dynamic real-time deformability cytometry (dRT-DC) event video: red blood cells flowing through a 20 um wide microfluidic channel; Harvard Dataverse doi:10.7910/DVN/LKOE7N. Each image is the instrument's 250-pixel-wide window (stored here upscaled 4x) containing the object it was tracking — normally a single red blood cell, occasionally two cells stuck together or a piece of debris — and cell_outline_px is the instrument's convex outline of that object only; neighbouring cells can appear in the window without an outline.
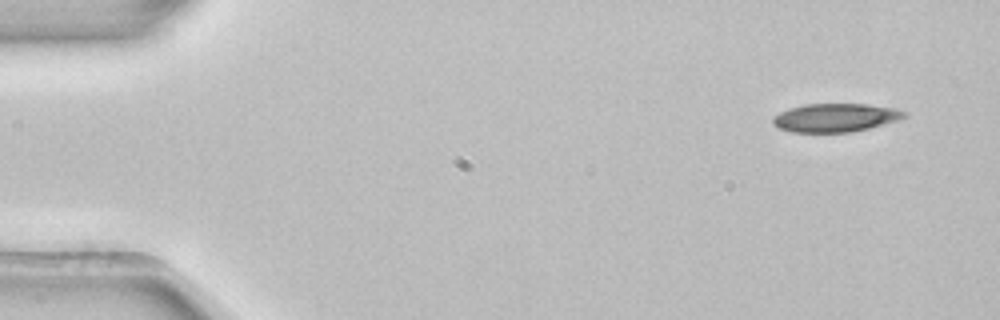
{"species": "common noctule bat (a hibernating species)", "species_latin": "Nyctalus noctula", "temperature_condition": "room temperature", "stored_images_in_passage": 3, "camera_frame_rate_fps": 3000, "um_per_image_px": 0.085, "animal": {"sex": "female", "body_mass_g": 22.7, "forearm_length_mm": 54.2}, "frame": {"image": 1, "passage_image": 1, "time_ms": 0.0, "image_size_px": [1000, 320], "cell_outline_px": [[908, 116], [896, 120], [868, 128], [852, 132], [792, 132], [780, 128], [772, 124], [772, 116], [788, 108], [804, 104], [868, 104], [896, 108], [908, 112]], "centroid_in_image_um": [70.99, 9.99], "position_along_channel_um": 14.0, "area_um2": 21.85}}
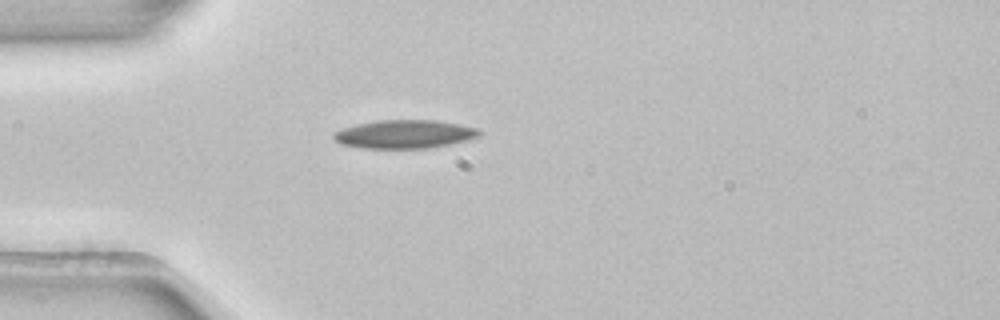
{"frame": {"image": 2, "passage_image": 3, "time_ms": 0.667, "image_size_px": [1000, 320], "cell_outline_px": [[484, 132], [480, 136], [448, 144], [428, 148], [364, 148], [340, 144], [332, 136], [332, 132], [356, 124], [376, 120], [436, 120], [460, 124], [480, 128]], "centroid_in_image_um": [34.4, 11.39], "position_along_channel_um": 50.6, "area_um2": 24.22}}